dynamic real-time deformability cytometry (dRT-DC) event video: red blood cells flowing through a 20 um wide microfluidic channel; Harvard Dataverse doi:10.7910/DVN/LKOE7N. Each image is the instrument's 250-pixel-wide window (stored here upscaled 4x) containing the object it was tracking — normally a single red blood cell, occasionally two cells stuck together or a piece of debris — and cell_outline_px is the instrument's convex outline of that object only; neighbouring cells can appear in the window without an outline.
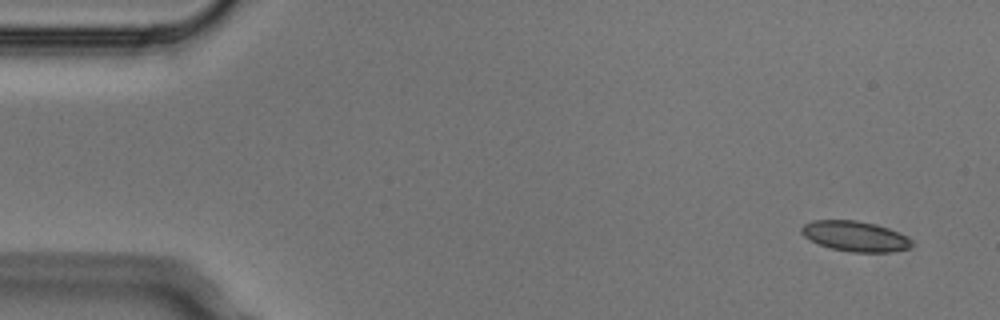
{"species": "Egyptian fruit bat (a non-hibernating species)", "species_latin": "Rousettus aegyptiacus", "temperature_condition": "cold", "stored_images_in_passage": 5, "camera_frame_rate_fps": 3000, "um_per_image_px": 0.085, "animal": {"sex": "male"}, "frame": {"image": 1, "passage_image": 1, "time_ms": 0.0, "image_size_px": [1000, 320], "cell_outline_px": [[912, 244], [908, 248], [892, 252], [848, 252], [832, 248], [820, 244], [804, 236], [800, 232], [800, 228], [804, 224], [812, 220], [856, 220], [876, 224], [888, 228], [908, 236], [912, 240]], "centroid_in_image_um": [72.69, 20.07], "position_along_channel_um": 12.3, "area_um2": 19.48}}
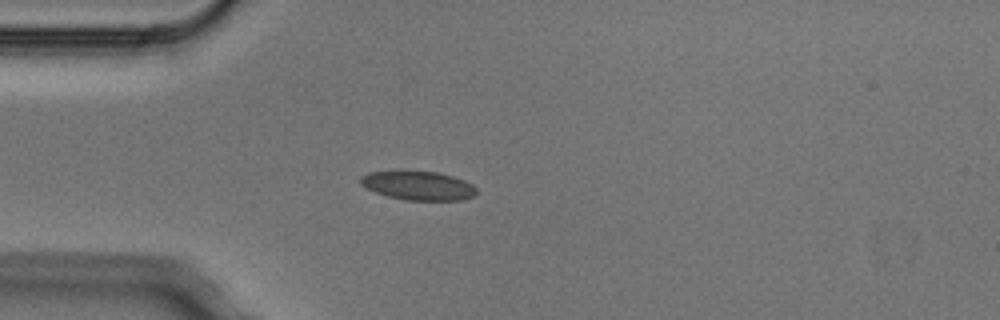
{"frame": {"image": 2, "passage_image": 4, "time_ms": 1.0, "image_size_px": [1000, 320], "cell_outline_px": [[476, 196], [460, 200], [404, 200], [388, 196], [376, 192], [360, 184], [360, 176], [368, 172], [400, 168], [436, 172], [452, 176], [464, 180], [472, 184], [476, 188]], "centroid_in_image_um": [35.5, 15.73], "position_along_channel_um": 49.5, "area_um2": 20.23}}